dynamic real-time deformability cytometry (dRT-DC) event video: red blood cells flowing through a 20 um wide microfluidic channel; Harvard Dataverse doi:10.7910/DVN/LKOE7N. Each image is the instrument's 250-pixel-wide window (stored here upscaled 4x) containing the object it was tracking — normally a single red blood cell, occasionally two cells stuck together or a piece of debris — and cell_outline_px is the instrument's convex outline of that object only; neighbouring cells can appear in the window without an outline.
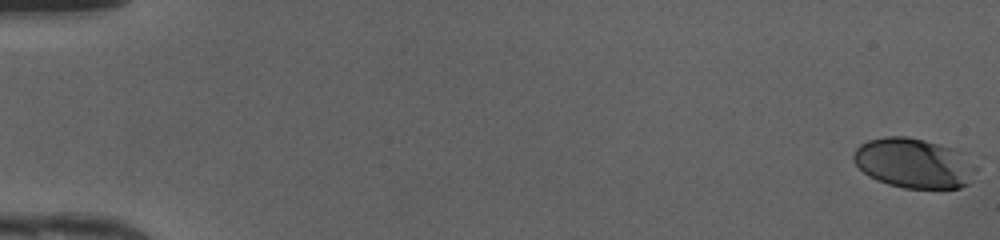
{"species": "human", "species_latin": "Homo sapiens", "temperature_condition": "cold", "stored_images_in_passage": 50, "camera_frame_rate_fps": 3000, "um_per_image_px": 0.085, "donor": {"sex": "female"}, "frame": {"image": 1, "passage_image": 1, "time_ms": 0.0, "image_size_px": [1000, 240], "cell_outline_px": [[976, 168], [972, 180], [968, 184], [960, 188], [904, 188], [888, 184], [876, 180], [868, 176], [852, 160], [852, 156], [856, 148], [860, 144], [868, 140], [884, 136], [908, 136], [940, 144], [952, 148]], "centroid_in_image_um": [77.6, 13.87], "position_along_channel_um": 7.4, "area_um2": 35.32}}
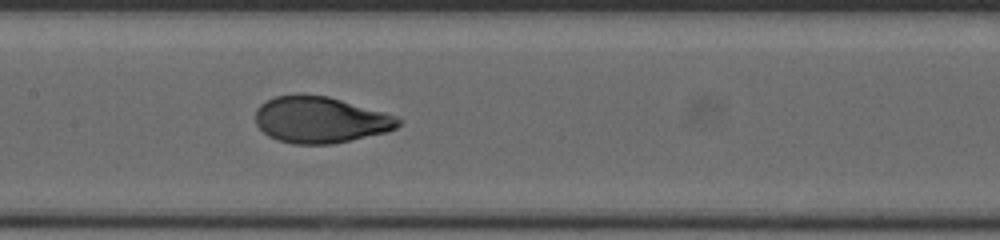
{"frame": {"image": 2, "passage_image": 26, "time_ms": 8.333, "image_size_px": [1000, 240], "cell_outline_px": [[404, 120], [396, 128], [388, 132], [332, 144], [292, 144], [276, 140], [268, 136], [256, 124], [256, 108], [260, 104], [276, 96], [328, 96], [396, 116]], "centroid_in_image_um": [27.24, 10.21], "position_along_channel_um": 180.2, "area_um2": 38.21}}
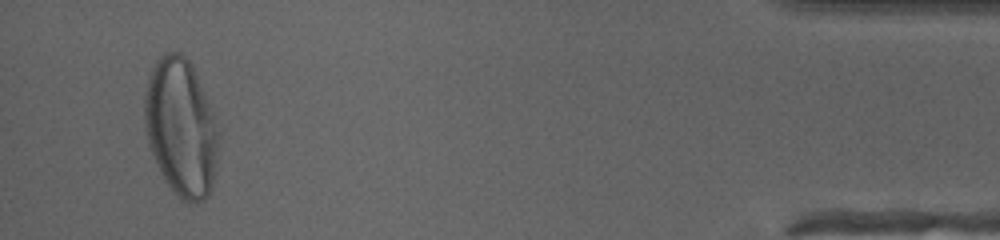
{"frame": {"image": 3, "passage_image": 48, "time_ms": 15.667, "image_size_px": [1000, 240], "cell_outline_px": [[216, 160], [212, 180], [208, 196], [204, 200], [196, 204], [188, 204], [180, 200], [172, 192], [164, 180], [160, 172], [148, 144], [144, 124], [144, 92], [148, 76], [156, 60], [164, 52], [180, 52], [192, 64], [204, 92], [208, 104], [216, 132]], "centroid_in_image_um": [15.31, 10.85], "position_along_channel_um": 419.9, "area_um2": 58.9}, "authors_computed_cell_mechanics": {"area_um2": 38.6104, "velocity_mm_per_s": 4.2069, "shape_relaxation_time_tau1_ms": 2.9636, "shape_relaxation_time_tau2_ms": null, "deformation_change_tau1": 0.2006, "deformation_change_tau2": null}}